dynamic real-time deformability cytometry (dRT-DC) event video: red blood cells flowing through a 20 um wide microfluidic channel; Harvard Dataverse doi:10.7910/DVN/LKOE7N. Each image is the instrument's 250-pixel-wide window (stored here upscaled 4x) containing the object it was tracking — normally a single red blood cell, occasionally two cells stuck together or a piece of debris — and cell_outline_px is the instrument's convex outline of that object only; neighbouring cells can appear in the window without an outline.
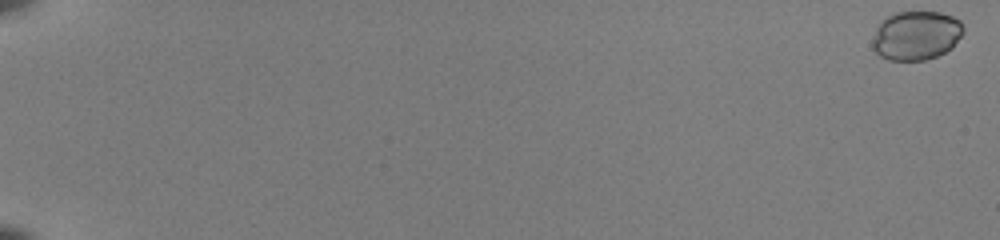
{"species": "common noctule bat (a hibernating species)", "species_latin": "Nyctalus noctula", "temperature_condition": "room temperature", "stored_images_in_passage": 54, "camera_frame_rate_fps": 3000, "um_per_image_px": 0.085, "animal": {"sex": "female", "body_mass_g": 22.0, "forearm_length_mm": 56.7}, "frame": {"image": 1, "passage_image": 1, "time_ms": 0.0, "image_size_px": [1000, 240], "cell_outline_px": [[964, 32], [952, 48], [936, 56], [924, 60], [888, 60], [880, 56], [872, 48], [872, 40], [876, 28], [880, 20], [892, 12], [940, 12], [952, 16], [960, 20], [964, 24]], "centroid_in_image_um": [77.86, 3.0], "position_along_channel_um": 7.1, "area_um2": 26.36}}
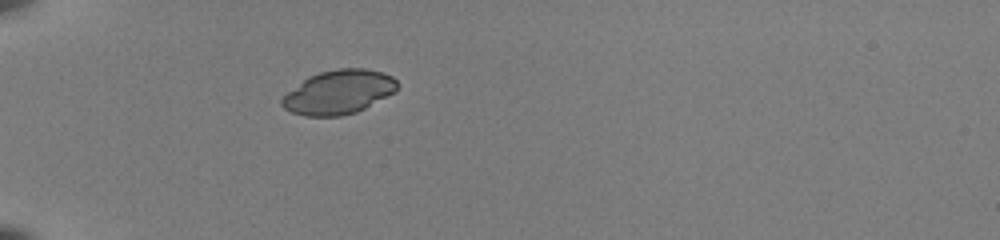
{"frame": {"image": 2, "passage_image": 20, "time_ms": 6.333, "image_size_px": [1000, 240], "cell_outline_px": [[396, 92], [356, 112], [340, 116], [304, 116], [292, 112], [284, 108], [280, 104], [280, 100], [288, 92], [308, 76], [320, 72], [340, 68], [364, 68], [384, 72], [392, 76], [396, 80]], "centroid_in_image_um": [28.79, 7.83], "position_along_channel_um": 56.2, "area_um2": 29.48}}